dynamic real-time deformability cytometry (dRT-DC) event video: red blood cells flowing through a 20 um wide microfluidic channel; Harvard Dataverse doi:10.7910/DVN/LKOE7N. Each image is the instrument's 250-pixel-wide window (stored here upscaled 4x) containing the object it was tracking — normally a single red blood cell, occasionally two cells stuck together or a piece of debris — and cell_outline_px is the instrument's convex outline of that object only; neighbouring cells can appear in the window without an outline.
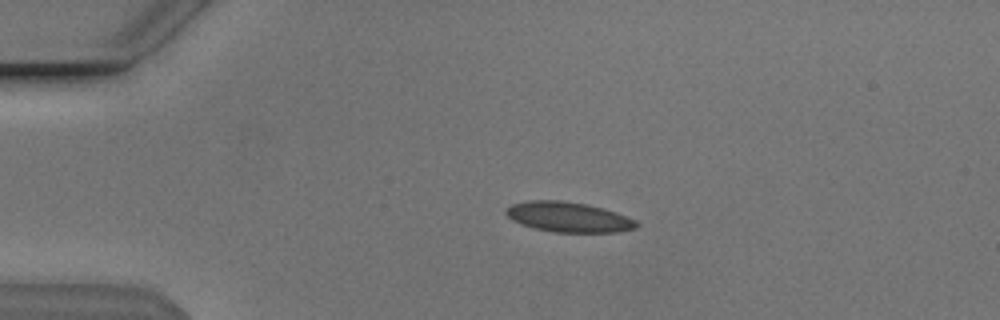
{"species": "Egyptian fruit bat (a non-hibernating species)", "species_latin": "Rousettus aegyptiacus", "temperature_condition": "cold", "stored_images_in_passage": 52, "camera_frame_rate_fps": 3000, "um_per_image_px": 0.085, "animal": {"sex": "male"}, "frame": {"image": 1, "passage_image": 11, "time_ms": 3.333, "image_size_px": [1000, 320], "cell_outline_px": [[640, 224], [636, 228], [616, 232], [552, 232], [532, 228], [520, 224], [512, 220], [504, 212], [504, 208], [512, 204], [528, 200], [560, 200], [588, 204], [616, 212], [636, 220]], "centroid_in_image_um": [48.29, 18.44], "position_along_channel_um": 36.7, "area_um2": 23.12}}
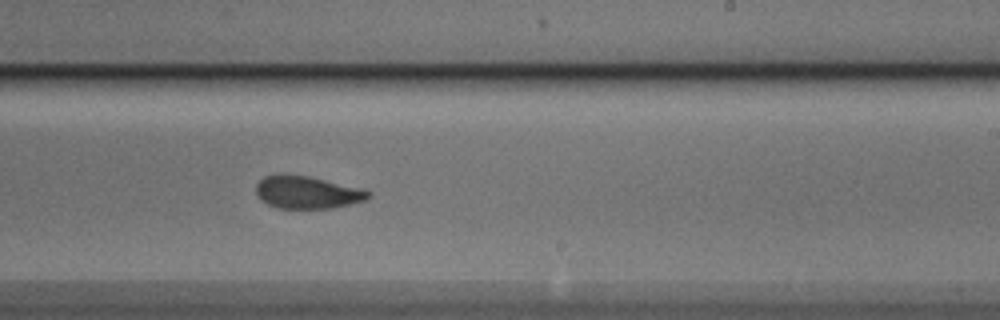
{"frame": {"image": 2, "passage_image": 32, "time_ms": 10.333, "image_size_px": [1000, 320], "cell_outline_px": [[372, 196], [368, 200], [352, 204], [332, 208], [280, 208], [268, 204], [260, 200], [256, 196], [256, 184], [264, 176], [280, 172], [284, 172], [308, 176], [372, 192]], "centroid_in_image_um": [26.06, 16.34], "position_along_channel_um": 262.9, "area_um2": 21.5}}
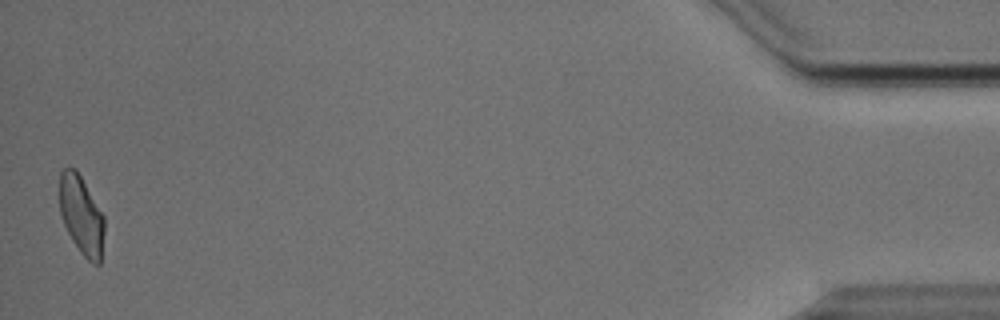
{"frame": {"image": 3, "passage_image": 52, "time_ms": 17.0, "image_size_px": [1000, 320], "cell_outline_px": [[104, 232], [100, 264], [92, 264], [80, 252], [72, 240], [64, 224], [60, 212], [60, 172], [64, 168], [76, 168], [104, 216]], "centroid_in_image_um": [6.92, 18.3], "position_along_channel_um": 428.3, "area_um2": 20.4}, "authors_computed_cell_mechanics": {"area_um2": 21.7906, "velocity_mm_per_s": 3.8321, "shape_relaxation_time_tau1_ms": 5.1518, "shape_relaxation_time_tau2_ms": 1.1191, "deformation_change_tau1": 0.1405, "deformation_change_tau2": 0.0573}}